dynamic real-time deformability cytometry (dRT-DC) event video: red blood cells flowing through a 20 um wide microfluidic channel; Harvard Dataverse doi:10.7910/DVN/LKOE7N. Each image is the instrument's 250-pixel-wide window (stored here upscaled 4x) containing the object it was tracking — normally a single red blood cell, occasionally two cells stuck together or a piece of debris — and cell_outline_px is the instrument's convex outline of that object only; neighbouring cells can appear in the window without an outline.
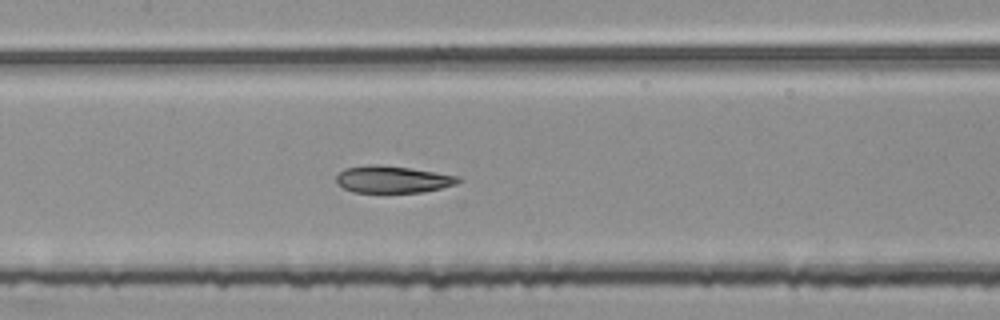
{"species": "common noctule bat (a hibernating species)", "species_latin": "Nyctalus noctula", "temperature_condition": "room temperature", "stored_images_in_passage": 53, "segment_of_instrument_passage": [2, 2], "camera_frame_rate_fps": 3000, "um_per_image_px": 0.085, "animal": {"sex": "female", "body_mass_g": 25.1}, "frame": {"image": 1, "passage_image": 26, "time_ms": 8.333, "image_size_px": [1000, 320], "cell_outline_px": [[464, 180], [456, 184], [424, 192], [352, 192], [336, 184], [336, 176], [344, 168], [368, 164], [372, 164], [412, 168], [460, 176]], "centroid_in_image_um": [33.38, 15.24], "position_along_channel_um": 174.0, "area_um2": 19.36}}
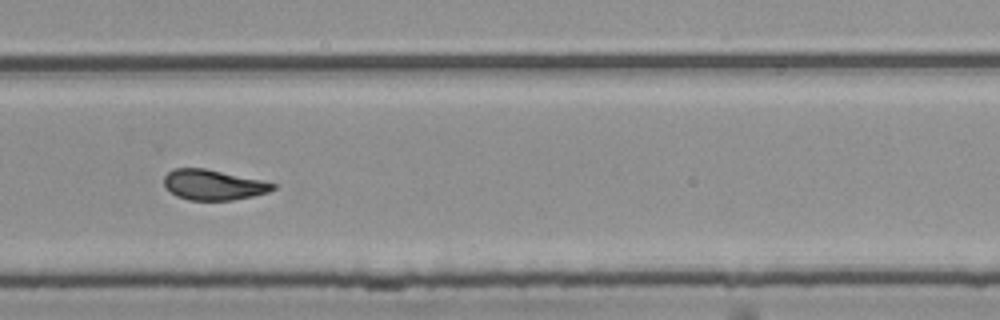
{"frame": {"image": 2, "passage_image": 37, "time_ms": 12.0, "image_size_px": [1000, 320], "cell_outline_px": [[276, 188], [268, 192], [252, 196], [232, 200], [188, 200], [176, 196], [164, 184], [164, 176], [172, 168], [204, 168], [260, 180], [276, 184]], "centroid_in_image_um": [18.11, 15.71], "position_along_channel_um": 311.7, "area_um2": 19.02}}
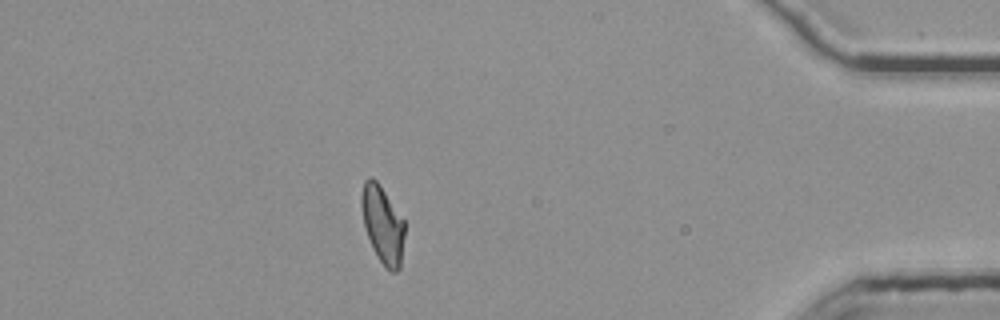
{"frame": {"image": 3, "passage_image": 48, "time_ms": 15.667, "image_size_px": [1000, 320], "cell_outline_px": [[404, 236], [400, 268], [396, 272], [388, 272], [384, 268], [368, 236], [364, 224], [360, 204], [360, 196], [364, 180], [372, 176], [380, 184], [404, 220]], "centroid_in_image_um": [32.52, 19.06], "position_along_channel_um": 402.7, "area_um2": 19.42}}